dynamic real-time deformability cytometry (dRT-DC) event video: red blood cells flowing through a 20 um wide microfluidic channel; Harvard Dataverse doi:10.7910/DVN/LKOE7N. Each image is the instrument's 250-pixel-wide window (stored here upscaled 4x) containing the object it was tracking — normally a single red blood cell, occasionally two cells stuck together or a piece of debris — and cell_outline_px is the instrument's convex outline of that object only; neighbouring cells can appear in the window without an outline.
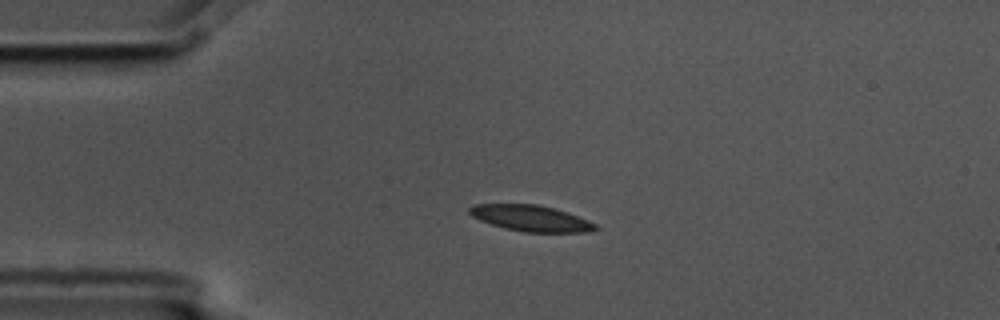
{"species": "common noctule bat (a hibernating species)", "species_latin": "Nyctalus noctula", "temperature_condition": "cold", "stored_images_in_passage": 3, "camera_frame_rate_fps": 3000, "um_per_image_px": 0.085, "animal": {"sex": "male", "body_mass_g": 17.5, "forearm_length_mm": 52.3}, "frame": {"image": 1, "passage_image": 2, "time_ms": 0.333, "image_size_px": [1000, 320], "cell_outline_px": [[600, 228], [588, 232], [524, 232], [504, 228], [480, 220], [472, 216], [468, 212], [468, 208], [472, 204], [536, 204], [568, 212], [588, 220], [596, 224]], "centroid_in_image_um": [45.12, 18.55], "position_along_channel_um": 39.9, "area_um2": 19.13}}